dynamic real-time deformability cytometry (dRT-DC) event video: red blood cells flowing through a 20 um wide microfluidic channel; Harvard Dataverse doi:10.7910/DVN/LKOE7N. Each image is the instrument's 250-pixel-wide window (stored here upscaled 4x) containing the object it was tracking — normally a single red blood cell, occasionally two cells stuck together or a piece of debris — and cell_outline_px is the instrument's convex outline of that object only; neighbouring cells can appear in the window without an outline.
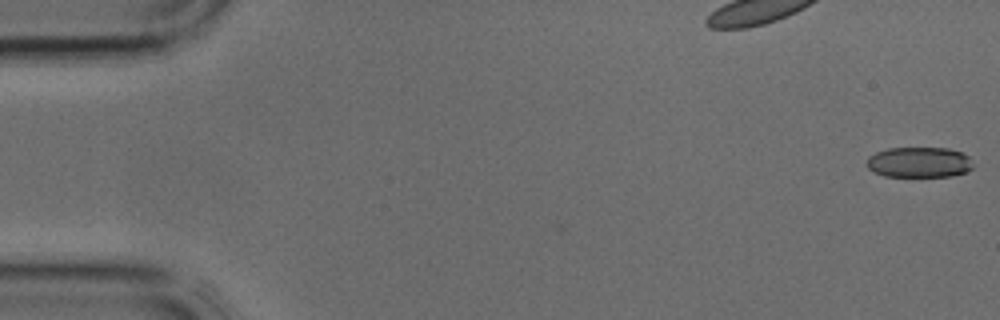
{"species": "common noctule bat (a hibernating species)", "species_latin": "Nyctalus noctula", "temperature_condition": "cold", "stored_images_in_passage": 40, "camera_frame_rate_fps": 3000, "um_per_image_px": 0.085, "animal": {"sex": "male", "body_mass_g": 17.9, "forearm_length_mm": 54.2}, "frame": {"image": 1, "passage_image": 1, "time_ms": 0.0, "image_size_px": [1000, 320], "cell_outline_px": [[972, 168], [964, 172], [948, 176], [884, 176], [872, 172], [864, 164], [868, 156], [876, 152], [888, 148], [948, 148], [960, 152], [968, 156], [972, 164]], "centroid_in_image_um": [78.05, 13.79], "position_along_channel_um": 7.0, "area_um2": 18.9}}
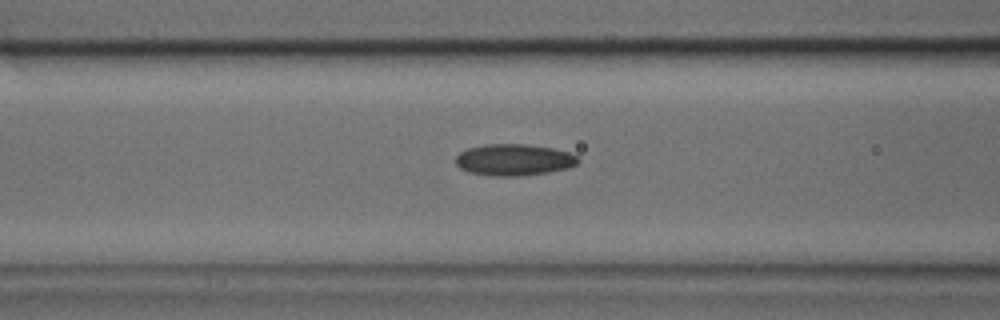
{"frame": {"image": 2, "passage_image": 16, "time_ms": 5.0, "image_size_px": [1000, 320], "cell_outline_px": [[580, 160], [576, 164], [568, 168], [548, 172], [520, 176], [492, 176], [468, 172], [460, 168], [456, 164], [456, 156], [460, 152], [468, 148], [484, 144], [524, 144], [552, 148], [568, 152], [576, 156]], "centroid_in_image_um": [43.66, 13.59], "position_along_channel_um": 122.9, "area_um2": 22.48}}
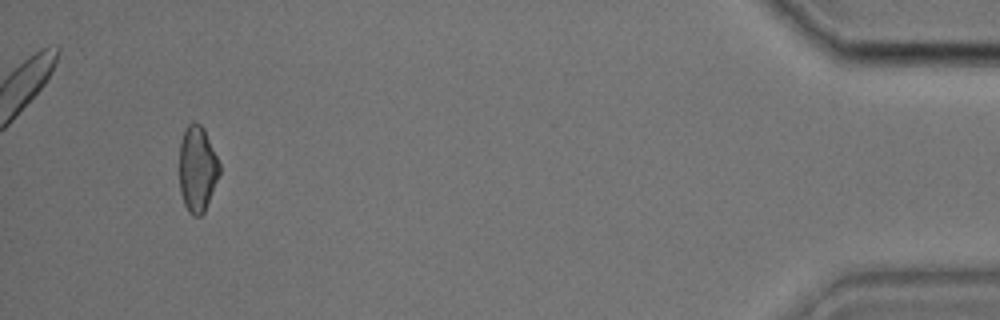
{"frame": {"image": 3, "passage_image": 38, "time_ms": 12.333, "image_size_px": [1000, 320], "cell_outline_px": [[220, 172], [204, 212], [200, 216], [192, 216], [188, 212], [184, 204], [180, 192], [180, 140], [184, 128], [192, 120], [196, 120], [204, 128], [220, 164]], "centroid_in_image_um": [16.76, 14.32], "position_along_channel_um": 418.4, "area_um2": 20.23}}